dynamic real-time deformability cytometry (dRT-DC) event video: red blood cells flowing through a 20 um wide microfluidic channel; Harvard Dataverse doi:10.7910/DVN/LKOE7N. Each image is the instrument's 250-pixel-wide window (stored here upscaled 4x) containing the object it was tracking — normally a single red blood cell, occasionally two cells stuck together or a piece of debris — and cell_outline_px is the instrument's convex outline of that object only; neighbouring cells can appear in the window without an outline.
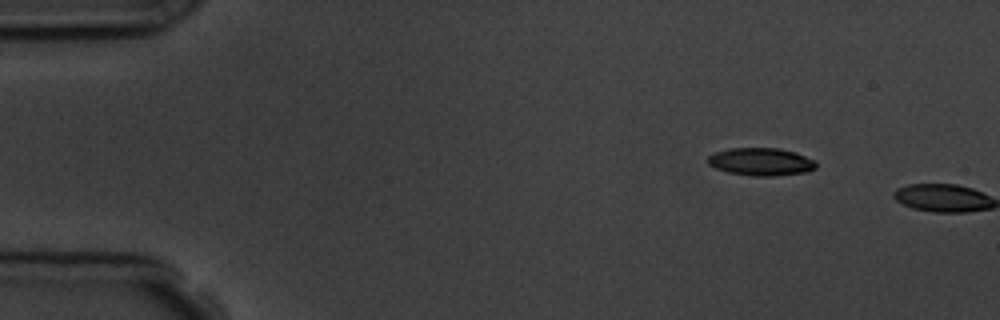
{"species": "common noctule bat (a hibernating species)", "species_latin": "Nyctalus noctula", "temperature_condition": "room temperature", "stored_images_in_passage": 2, "camera_frame_rate_fps": 3000, "um_per_image_px": 0.085, "animal": {"sex": "male", "body_mass_g": 19.5, "forearm_length_mm": 54.6}, "frame": {"image": 1, "passage_image": 1, "time_ms": 0.0, "image_size_px": [1000, 320], "cell_outline_px": [[816, 168], [808, 172], [772, 176], [752, 176], [728, 172], [716, 168], [708, 164], [708, 156], [716, 152], [732, 148], [776, 148], [796, 152], [816, 160]], "centroid_in_image_um": [64.72, 13.75], "position_along_channel_um": 20.3, "area_um2": 17.51}}